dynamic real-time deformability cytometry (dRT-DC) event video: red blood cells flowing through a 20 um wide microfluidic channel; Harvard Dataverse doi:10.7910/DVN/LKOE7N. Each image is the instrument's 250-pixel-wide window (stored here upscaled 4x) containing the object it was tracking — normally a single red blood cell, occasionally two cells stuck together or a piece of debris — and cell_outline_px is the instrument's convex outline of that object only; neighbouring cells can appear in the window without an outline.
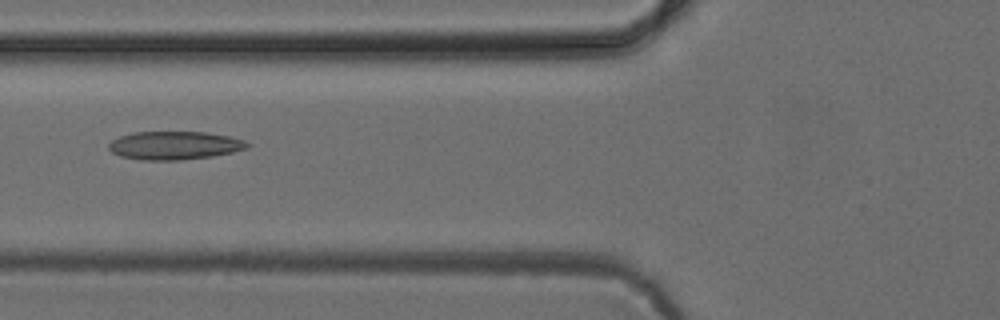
{"species": "common noctule bat (a hibernating species)", "species_latin": "Nyctalus noctula", "temperature_condition": "cold", "stored_images_in_passage": 6, "camera_frame_rate_fps": 3000, "um_per_image_px": 0.085, "animal": {"sex": "female", "body_mass_g": 24.6, "forearm_length_mm": 56.2}, "frame": {"image": 1, "passage_image": 5, "time_ms": 4.667, "image_size_px": [1000, 320], "cell_outline_px": [[252, 144], [248, 148], [232, 152], [212, 156], [180, 160], [140, 160], [120, 156], [112, 152], [108, 148], [108, 144], [112, 140], [120, 136], [132, 132], [204, 132], [228, 136], [244, 140]], "centroid_in_image_um": [14.82, 12.36], "position_along_channel_um": 111.0, "area_um2": 22.89}}
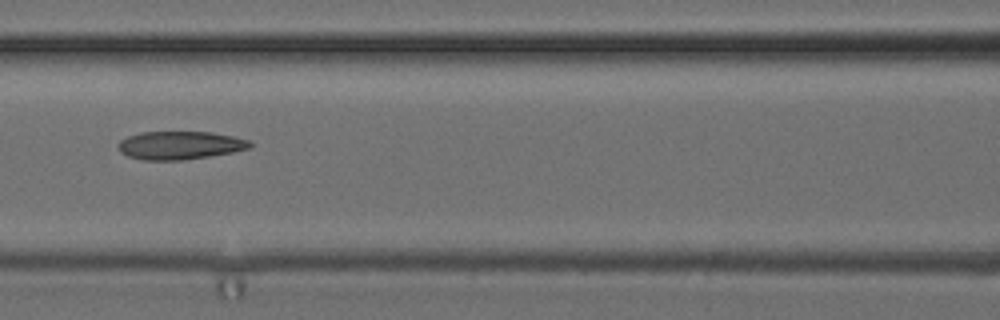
{"frame": {"image": 2, "passage_image": 6, "time_ms": 5.667, "image_size_px": [1000, 320], "cell_outline_px": [[252, 148], [232, 152], [208, 156], [180, 160], [144, 160], [128, 156], [120, 152], [120, 140], [128, 136], [140, 132], [212, 132], [232, 136], [248, 140], [252, 144]], "centroid_in_image_um": [15.31, 12.35], "position_along_channel_um": 151.3, "area_um2": 21.44}}